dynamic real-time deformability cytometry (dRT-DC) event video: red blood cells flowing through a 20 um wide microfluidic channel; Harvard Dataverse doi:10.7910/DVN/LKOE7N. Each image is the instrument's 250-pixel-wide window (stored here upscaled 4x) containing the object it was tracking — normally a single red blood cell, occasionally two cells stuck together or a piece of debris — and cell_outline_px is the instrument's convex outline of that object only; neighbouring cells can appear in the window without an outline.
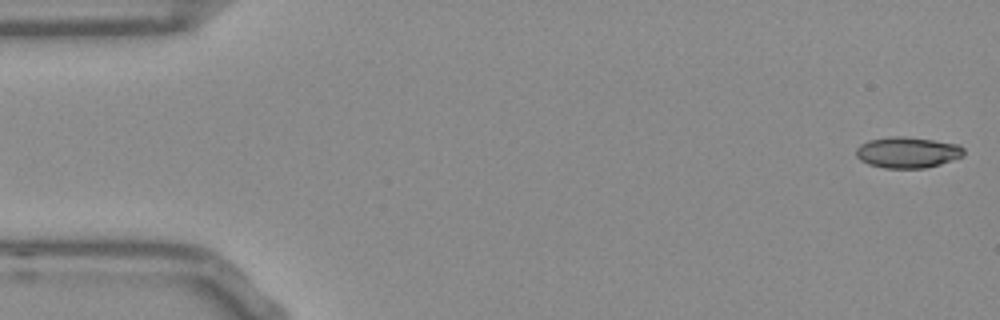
{"species": "Egyptian fruit bat (a non-hibernating species)", "species_latin": "Rousettus aegyptiacus", "temperature_condition": "room temperature", "stored_images_in_passage": 3, "camera_frame_rate_fps": 3000, "um_per_image_px": 0.085, "frame": {"image": 1, "passage_image": 1, "time_ms": 0.0, "image_size_px": [1000, 320], "cell_outline_px": [[964, 156], [940, 164], [924, 168], [884, 168], [868, 164], [860, 160], [856, 156], [856, 148], [860, 144], [868, 140], [892, 136], [904, 136], [960, 144], [964, 148]], "centroid_in_image_um": [77.13, 12.95], "position_along_channel_um": 7.9, "area_um2": 19.59}}